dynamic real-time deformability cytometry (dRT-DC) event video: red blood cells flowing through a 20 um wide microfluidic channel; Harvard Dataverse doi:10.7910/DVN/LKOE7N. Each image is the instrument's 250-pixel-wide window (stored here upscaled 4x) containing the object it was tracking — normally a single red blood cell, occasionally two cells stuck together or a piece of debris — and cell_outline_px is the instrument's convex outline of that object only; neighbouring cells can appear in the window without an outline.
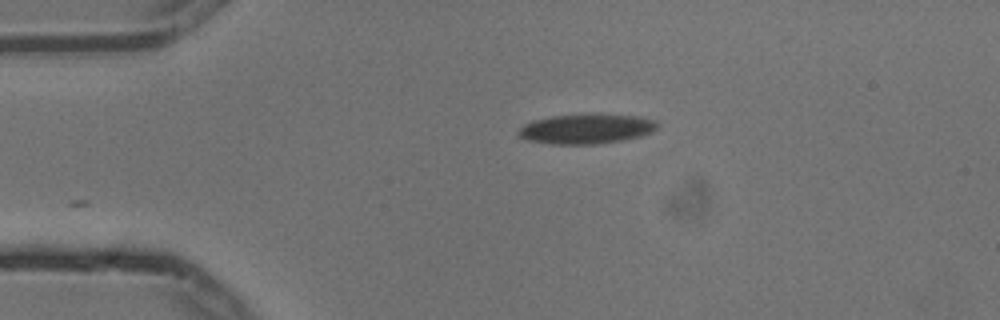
{"species": "common noctule bat (a hibernating species)", "species_latin": "Nyctalus noctula", "temperature_condition": "cold", "stored_images_in_passage": 2, "camera_frame_rate_fps": 3000, "um_per_image_px": 0.085, "animal": {"sex": "male", "body_mass_g": 13.3}, "frame": {"image": 1, "passage_image": 2, "time_ms": 0.333, "image_size_px": [1000, 320], "cell_outline_px": [[656, 128], [652, 132], [640, 136], [600, 144], [552, 144], [528, 140], [520, 136], [516, 132], [524, 124], [532, 120], [552, 116], [636, 116], [656, 120]], "centroid_in_image_um": [49.79, 10.98], "position_along_channel_um": 35.2, "area_um2": 23.29}}